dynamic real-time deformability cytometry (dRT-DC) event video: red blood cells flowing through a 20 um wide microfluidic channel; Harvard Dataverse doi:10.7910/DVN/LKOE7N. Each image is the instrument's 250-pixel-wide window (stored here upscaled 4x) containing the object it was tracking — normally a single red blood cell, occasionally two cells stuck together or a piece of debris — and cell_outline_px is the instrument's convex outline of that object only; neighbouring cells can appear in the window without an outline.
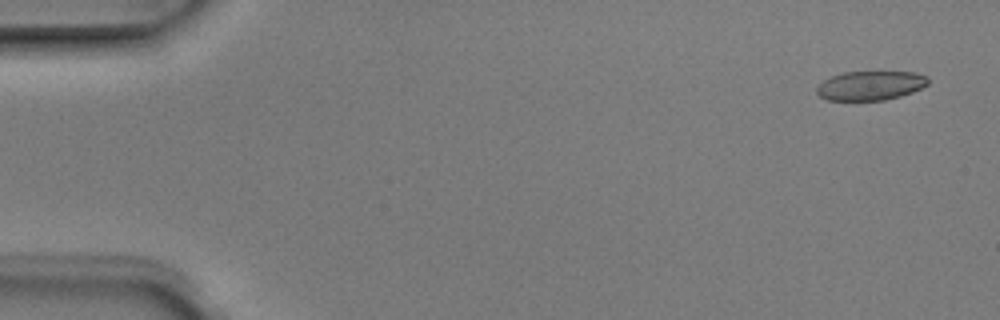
{"species": "Egyptian fruit bat (a non-hibernating species)", "species_latin": "Rousettus aegyptiacus", "temperature_condition": "room temperature", "stored_images_in_passage": 6, "camera_frame_rate_fps": 3000, "um_per_image_px": 0.085, "animal": {"sex": "male"}, "frame": {"image": 1, "passage_image": 1, "time_ms": 0.0, "image_size_px": [1000, 320], "cell_outline_px": [[928, 84], [912, 92], [900, 96], [884, 100], [828, 100], [820, 96], [816, 92], [816, 88], [824, 80], [832, 76], [844, 72], [916, 72], [928, 76]], "centroid_in_image_um": [74.0, 7.27], "position_along_channel_um": 11.0, "area_um2": 18.84}}
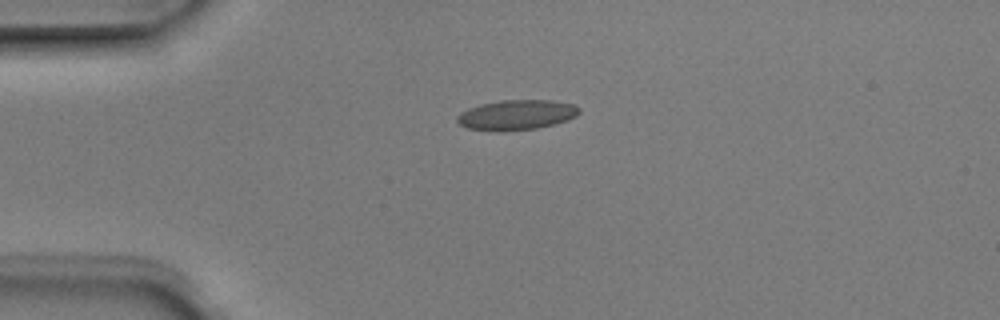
{"frame": {"image": 2, "passage_image": 4, "time_ms": 1.0, "image_size_px": [1000, 320], "cell_outline_px": [[580, 112], [576, 116], [568, 120], [556, 124], [536, 128], [496, 132], [468, 128], [460, 124], [456, 120], [456, 116], [460, 112], [468, 108], [480, 104], [500, 100], [552, 100], [576, 104], [580, 108]], "centroid_in_image_um": [43.92, 9.76], "position_along_channel_um": 41.1, "area_um2": 21.68}}
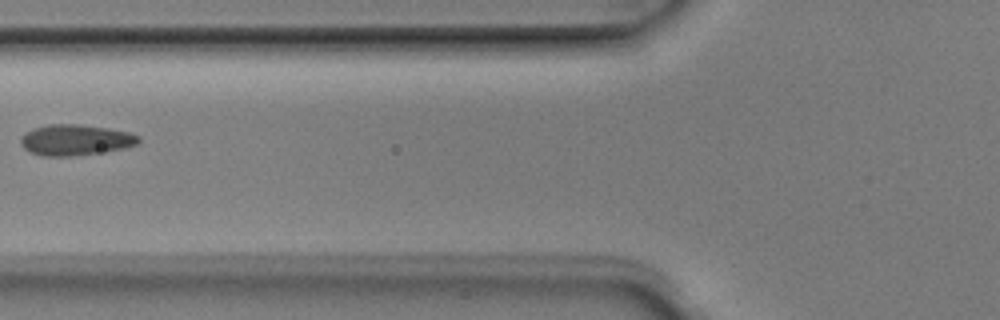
{"frame": {"image": 3, "passage_image": 6, "time_ms": 1.667, "image_size_px": [1000, 320], "cell_outline_px": [[140, 140], [136, 144], [124, 148], [72, 156], [40, 156], [28, 152], [20, 144], [20, 140], [32, 128], [48, 124], [80, 124], [108, 128], [132, 132], [140, 136]], "centroid_in_image_um": [6.41, 11.89], "position_along_channel_um": 119.4, "area_um2": 21.21}}